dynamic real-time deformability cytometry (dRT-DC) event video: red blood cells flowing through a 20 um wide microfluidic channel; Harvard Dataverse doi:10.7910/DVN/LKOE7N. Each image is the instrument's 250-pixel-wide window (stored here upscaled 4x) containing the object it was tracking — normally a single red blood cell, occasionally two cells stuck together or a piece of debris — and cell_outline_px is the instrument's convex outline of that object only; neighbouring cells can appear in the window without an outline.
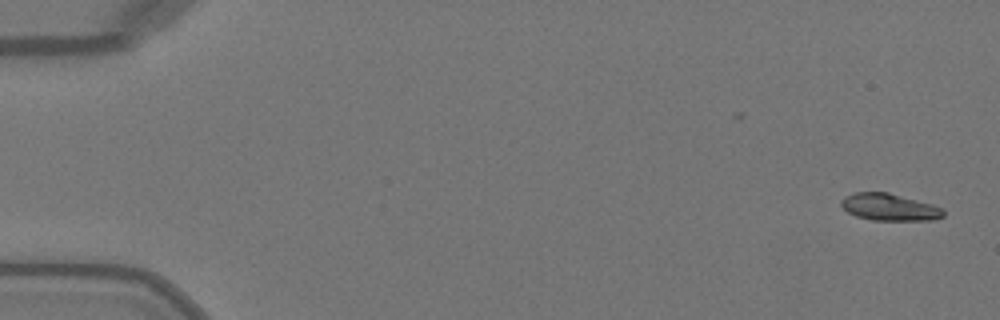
{"species": "Egyptian fruit bat (a non-hibernating species)", "species_latin": "Rousettus aegyptiacus", "temperature_condition": "warm", "stored_images_in_passage": 49, "camera_frame_rate_fps": 3000, "um_per_image_px": 0.085, "animal": {"sex": "female"}, "frame": {"image": 1, "passage_image": 1, "time_ms": 0.0, "image_size_px": [1000, 320], "cell_outline_px": [[944, 216], [932, 220], [872, 220], [856, 216], [848, 212], [840, 204], [840, 200], [856, 192], [888, 192], [932, 204], [940, 208], [944, 212]], "centroid_in_image_um": [75.59, 17.61], "position_along_channel_um": 9.4, "area_um2": 15.9}}
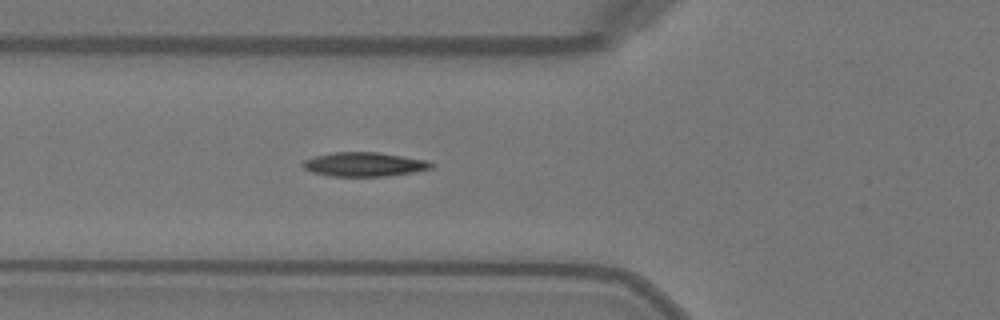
{"frame": {"image": 2, "passage_image": 18, "time_ms": 5.667, "image_size_px": [1000, 320], "cell_outline_px": [[436, 164], [432, 168], [416, 172], [388, 176], [328, 176], [312, 172], [304, 168], [304, 160], [316, 156], [332, 152], [380, 152], [428, 160]], "centroid_in_image_um": [31.03, 13.97], "position_along_channel_um": 94.8, "area_um2": 18.21}}
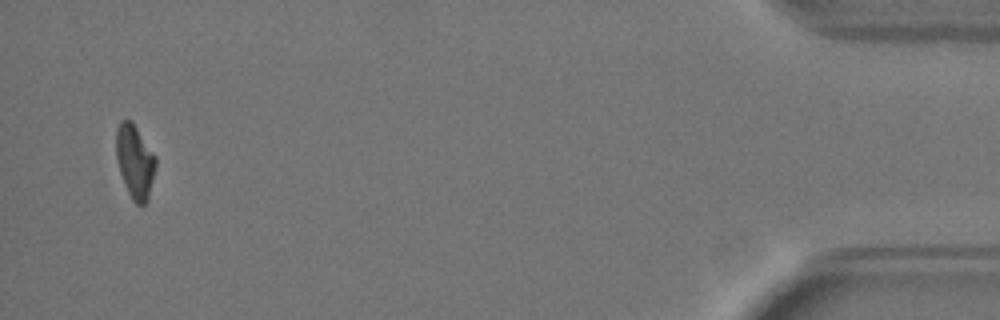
{"frame": {"image": 3, "passage_image": 48, "time_ms": 15.667, "image_size_px": [1000, 320], "cell_outline_px": [[156, 164], [148, 196], [144, 204], [136, 204], [132, 200], [124, 184], [120, 172], [116, 156], [116, 128], [120, 120], [132, 120], [156, 156]], "centroid_in_image_um": [11.45, 13.67], "position_along_channel_um": 423.8, "area_um2": 16.88}, "authors_computed_cell_mechanics": {"area_um2": 17.4556, "velocity_mm_per_s": 4.0858, "shape_relaxation_time_tau1_ms": 4.6229, "shape_relaxation_time_tau2_ms": 2.4535, "deformation_change_tau1": 0.1946, "deformation_change_tau2": 0.057}}